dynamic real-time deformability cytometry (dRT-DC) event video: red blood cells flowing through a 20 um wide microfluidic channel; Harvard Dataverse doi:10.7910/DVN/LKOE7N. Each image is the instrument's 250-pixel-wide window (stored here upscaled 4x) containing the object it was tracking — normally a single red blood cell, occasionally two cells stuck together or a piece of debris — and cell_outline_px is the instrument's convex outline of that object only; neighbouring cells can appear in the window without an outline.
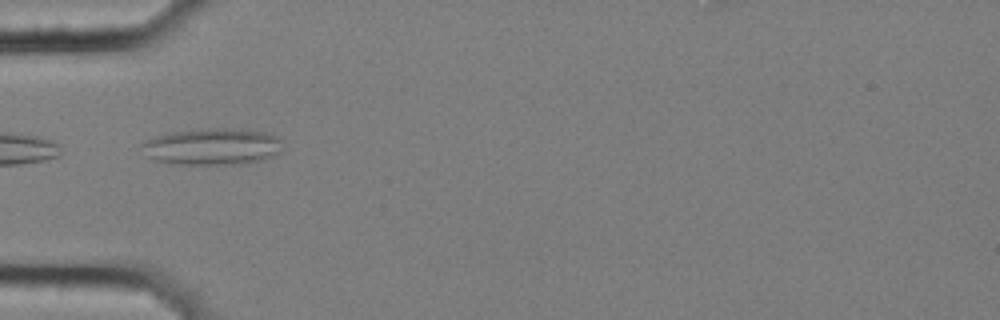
{"species": "common noctule bat (a hibernating species)", "species_latin": "Nyctalus noctula", "temperature_condition": "cold", "stored_images_in_passage": 2, "camera_frame_rate_fps": 3000, "um_per_image_px": 0.085, "animal": {"sex": "female", "body_mass_g": 25.1}, "frame": {"image": 1, "passage_image": 2, "time_ms": 0.333, "image_size_px": [1000, 320], "cell_outline_px": [[280, 152], [272, 156], [248, 164], [172, 164], [156, 160], [148, 156], [140, 144], [144, 140], [168, 132], [208, 128], [232, 128], [264, 132], [280, 136]], "centroid_in_image_um": [18.04, 12.45], "position_along_channel_um": 67.0, "area_um2": 30.23}}